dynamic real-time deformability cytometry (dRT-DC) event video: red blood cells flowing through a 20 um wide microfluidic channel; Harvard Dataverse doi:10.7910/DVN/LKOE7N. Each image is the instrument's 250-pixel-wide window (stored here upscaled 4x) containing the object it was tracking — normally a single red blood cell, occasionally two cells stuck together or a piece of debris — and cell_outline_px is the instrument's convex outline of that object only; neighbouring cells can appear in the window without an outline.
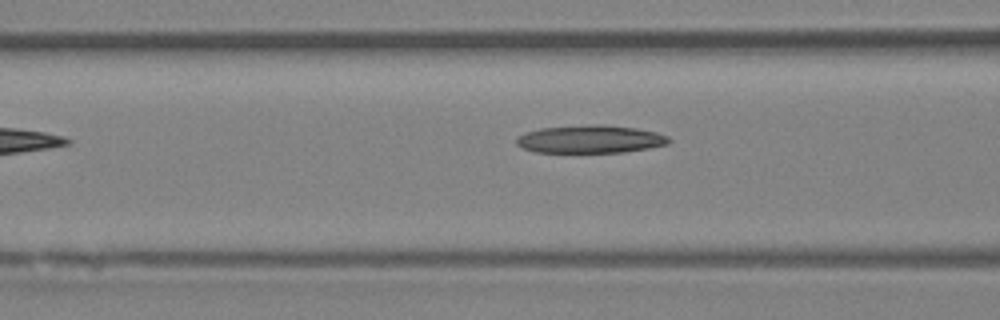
{"species": "Egyptian fruit bat (a non-hibernating species)", "species_latin": "Rousettus aegyptiacus", "temperature_condition": "room temperature", "stored_images_in_passage": 6, "camera_frame_rate_fps": 3000, "um_per_image_px": 0.085, "animal": {"sex": "female"}, "frame": {"image": 1, "passage_image": 4, "time_ms": 1.0, "image_size_px": [1000, 320], "cell_outline_px": [[672, 140], [668, 144], [648, 148], [624, 152], [536, 152], [524, 148], [516, 144], [516, 136], [540, 128], [596, 124], [604, 124], [636, 128], [656, 132], [668, 136]], "centroid_in_image_um": [50.2, 11.82], "position_along_channel_um": 116.4, "area_um2": 24.74}}